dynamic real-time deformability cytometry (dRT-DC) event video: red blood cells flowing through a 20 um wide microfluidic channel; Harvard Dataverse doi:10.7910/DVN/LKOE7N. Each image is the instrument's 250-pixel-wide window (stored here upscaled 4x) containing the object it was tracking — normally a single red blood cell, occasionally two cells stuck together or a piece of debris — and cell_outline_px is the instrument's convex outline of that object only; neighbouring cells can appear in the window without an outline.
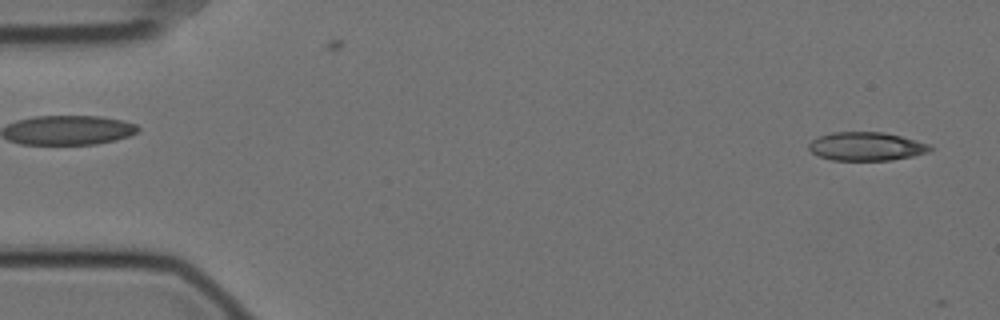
{"species": "Egyptian fruit bat (a non-hibernating species)", "species_latin": "Rousettus aegyptiacus", "temperature_condition": "cold", "stored_images_in_passage": 5, "camera_frame_rate_fps": 3000, "um_per_image_px": 0.085, "animal": {"sex": "female"}, "frame": {"image": 1, "passage_image": 2, "time_ms": 0.333, "image_size_px": [1000, 320], "cell_outline_px": [[932, 148], [928, 152], [912, 156], [892, 160], [832, 160], [820, 156], [812, 152], [808, 148], [808, 144], [812, 140], [820, 136], [832, 132], [884, 132], [916, 140], [928, 144]], "centroid_in_image_um": [73.62, 12.44], "position_along_channel_um": 11.4, "area_um2": 20.0}}